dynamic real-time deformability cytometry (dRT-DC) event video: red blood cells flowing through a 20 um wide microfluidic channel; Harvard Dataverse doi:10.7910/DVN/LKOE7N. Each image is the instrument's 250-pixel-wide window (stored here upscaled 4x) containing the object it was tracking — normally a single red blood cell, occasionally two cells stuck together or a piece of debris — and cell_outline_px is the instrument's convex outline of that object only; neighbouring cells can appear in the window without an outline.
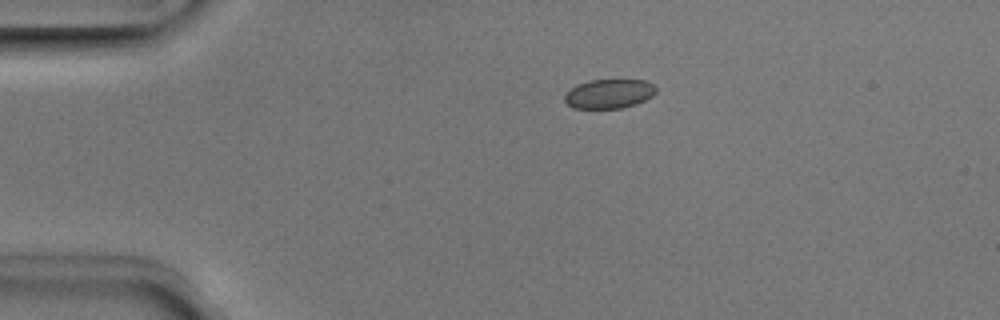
{"species": "Egyptian fruit bat (a non-hibernating species)", "species_latin": "Rousettus aegyptiacus", "temperature_condition": "room temperature", "stored_images_in_passage": 3, "camera_frame_rate_fps": 3000, "um_per_image_px": 0.085, "animal": {"sex": "male"}, "frame": {"image": 1, "passage_image": 1, "time_ms": 0.0, "image_size_px": [1000, 320], "cell_outline_px": [[656, 92], [652, 96], [636, 104], [620, 108], [572, 108], [564, 100], [564, 96], [576, 84], [588, 80], [644, 80], [652, 84], [656, 88]], "centroid_in_image_um": [51.76, 7.97], "position_along_channel_um": 33.2, "area_um2": 15.49}}